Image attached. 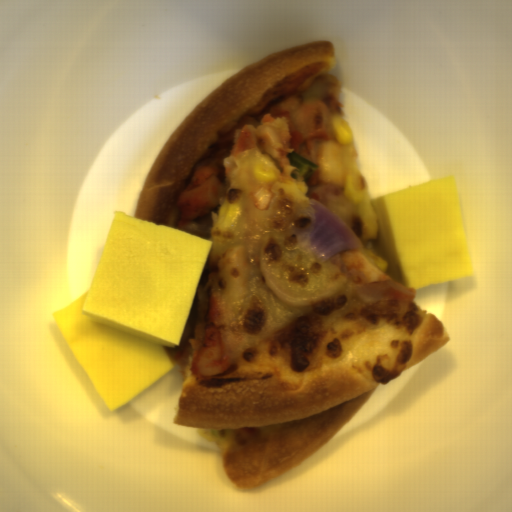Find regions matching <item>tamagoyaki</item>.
I'll return each instance as SVG.
<instances>
[{
  "instance_id": "2",
  "label": "tamagoyaki",
  "mask_w": 512,
  "mask_h": 512,
  "mask_svg": "<svg viewBox=\"0 0 512 512\" xmlns=\"http://www.w3.org/2000/svg\"><path fill=\"white\" fill-rule=\"evenodd\" d=\"M379 228L372 250L387 275L417 290L473 277L457 174L370 198Z\"/></svg>"
},
{
  "instance_id": "1",
  "label": "tamagoyaki",
  "mask_w": 512,
  "mask_h": 512,
  "mask_svg": "<svg viewBox=\"0 0 512 512\" xmlns=\"http://www.w3.org/2000/svg\"><path fill=\"white\" fill-rule=\"evenodd\" d=\"M213 241L114 211L88 289L52 310L65 342L113 412L175 365Z\"/></svg>"
}]
</instances>
